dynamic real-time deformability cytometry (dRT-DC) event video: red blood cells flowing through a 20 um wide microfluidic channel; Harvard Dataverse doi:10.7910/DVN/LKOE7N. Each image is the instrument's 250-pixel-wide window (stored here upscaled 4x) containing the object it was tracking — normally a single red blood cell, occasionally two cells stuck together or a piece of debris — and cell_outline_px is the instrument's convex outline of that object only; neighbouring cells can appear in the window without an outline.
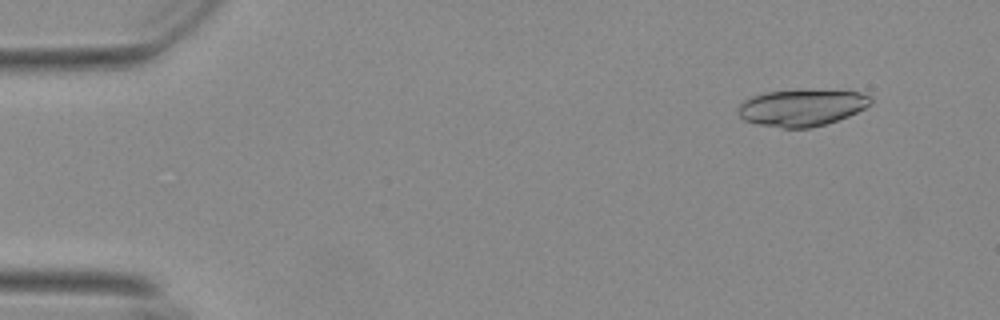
{"species": "Egyptian fruit bat (a non-hibernating species)", "species_latin": "Rousettus aegyptiacus", "temperature_condition": "warm", "stored_images_in_passage": 55, "camera_frame_rate_fps": 3000, "um_per_image_px": 0.085, "animal": {"sex": "female"}, "frame": {"image": 1, "passage_image": 5, "time_ms": 1.333, "image_size_px": [1000, 320], "cell_outline_px": [[872, 104], [848, 116], [812, 128], [784, 128], [756, 124], [744, 120], [740, 116], [740, 104], [744, 100], [752, 96], [764, 92], [796, 88], [800, 88], [856, 92], [872, 96]], "centroid_in_image_um": [68.15, 9.12], "position_along_channel_um": 16.8, "area_um2": 28.78}}
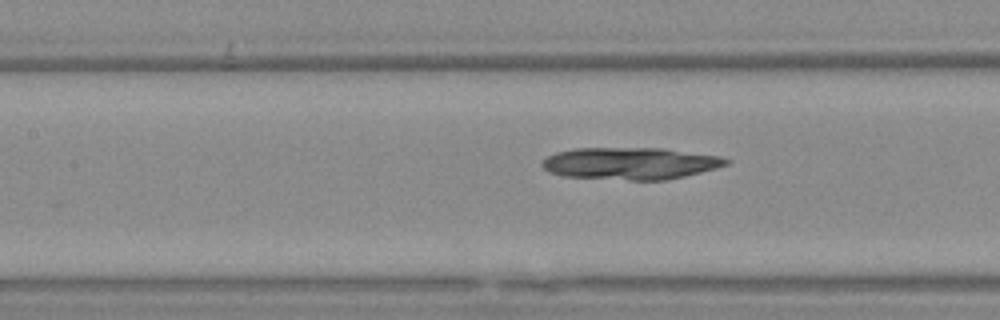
{"frame": {"image": 2, "passage_image": 25, "time_ms": 8.0, "image_size_px": [1000, 320], "cell_outline_px": [[732, 160], [728, 164], [716, 168], [684, 176], [664, 180], [628, 180], [564, 176], [548, 172], [540, 164], [548, 156], [556, 152], [576, 148], [664, 148], [720, 156]], "centroid_in_image_um": [53.59, 13.88], "position_along_channel_um": 153.8, "area_um2": 34.39}}
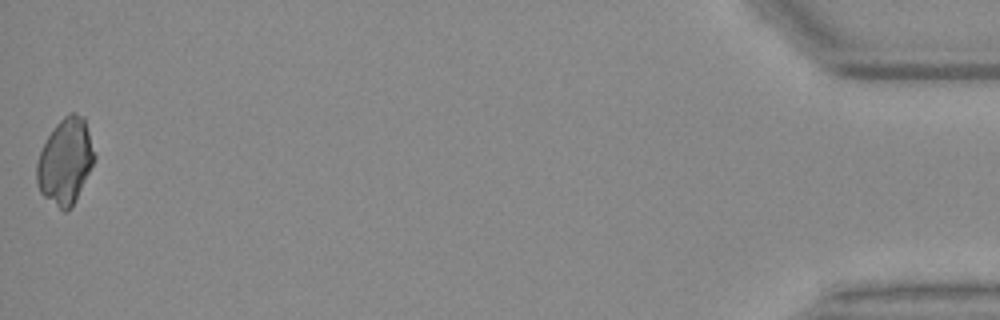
{"frame": {"image": 3, "passage_image": 55, "time_ms": 18.0, "image_size_px": [1000, 320], "cell_outline_px": [[96, 156], [68, 212], [64, 212], [44, 196], [40, 192], [36, 180], [36, 164], [40, 152], [48, 136], [56, 124], [68, 112], [76, 112], [84, 116]], "centroid_in_image_um": [5.54, 13.67], "position_along_channel_um": 429.7, "area_um2": 28.32}}